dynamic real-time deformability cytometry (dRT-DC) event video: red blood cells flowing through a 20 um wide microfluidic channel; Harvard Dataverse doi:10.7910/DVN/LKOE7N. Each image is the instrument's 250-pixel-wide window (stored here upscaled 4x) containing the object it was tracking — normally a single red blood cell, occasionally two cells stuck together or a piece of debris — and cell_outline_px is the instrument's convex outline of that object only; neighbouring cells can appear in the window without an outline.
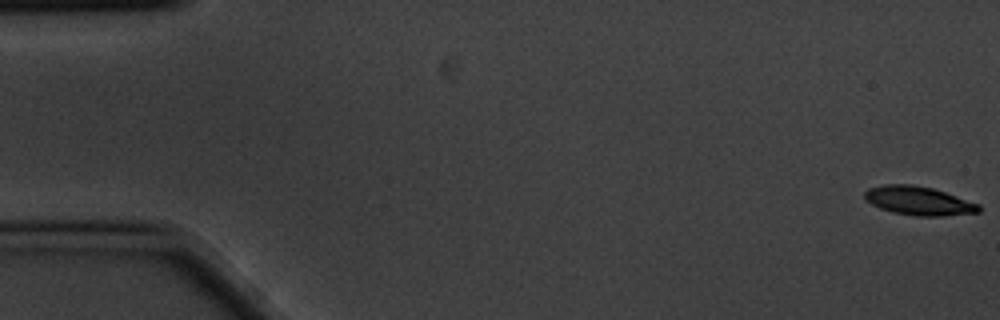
{"species": "common noctule bat (a hibernating species)", "species_latin": "Nyctalus noctula", "temperature_condition": "cold", "stored_images_in_passage": 7, "camera_frame_rate_fps": 3000, "um_per_image_px": 0.085, "animal": {"sex": "male", "body_mass_g": 20.1, "forearm_length_mm": 53.5}, "frame": {"image": 1, "passage_image": 7, "time_ms": 2.0, "image_size_px": [1000, 320], "cell_outline_px": [[980, 212], [940, 216], [916, 216], [892, 212], [880, 208], [864, 200], [864, 192], [868, 188], [884, 184], [912, 184], [932, 188], [980, 204]], "centroid_in_image_um": [78.05, 17.06], "position_along_channel_um": 7.0, "area_um2": 19.13}}